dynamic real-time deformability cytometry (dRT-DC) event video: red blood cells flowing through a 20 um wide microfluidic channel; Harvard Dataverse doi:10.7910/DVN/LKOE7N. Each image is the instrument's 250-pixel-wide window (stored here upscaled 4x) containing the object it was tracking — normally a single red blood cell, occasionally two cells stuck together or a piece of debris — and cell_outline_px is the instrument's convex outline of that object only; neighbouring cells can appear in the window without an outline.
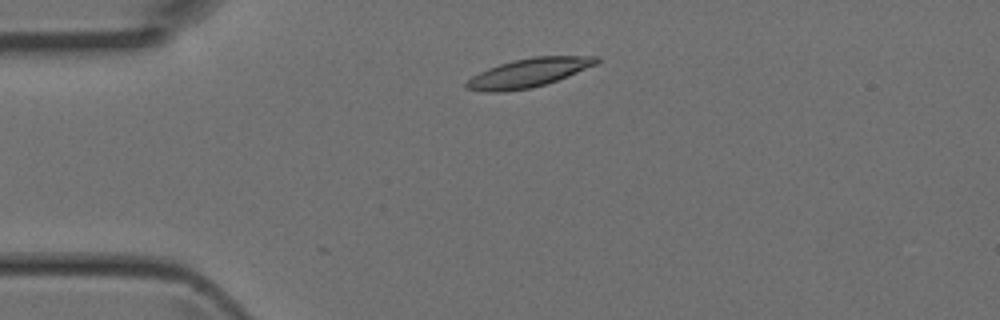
{"species": "Egyptian fruit bat (a non-hibernating species)", "species_latin": "Rousettus aegyptiacus", "temperature_condition": "room temperature", "stored_images_in_passage": 4, "camera_frame_rate_fps": 3000, "um_per_image_px": 0.085, "animal": {"sex": "female"}, "frame": {"image": 1, "passage_image": 2, "time_ms": 0.333, "image_size_px": [1000, 320], "cell_outline_px": [[600, 60], [596, 64], [556, 80], [532, 88], [504, 92], [484, 92], [464, 88], [464, 84], [472, 76], [488, 68], [512, 60], [532, 56], [600, 56]], "centroid_in_image_um": [44.88, 6.19], "position_along_channel_um": 40.1, "area_um2": 21.73}}
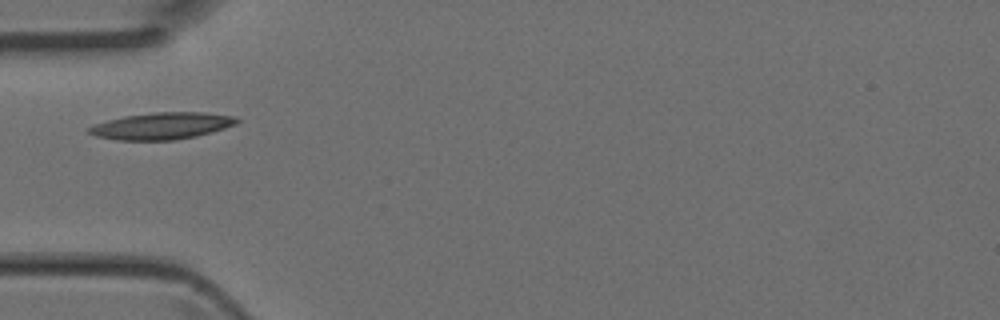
{"frame": {"image": 2, "passage_image": 3, "time_ms": 0.667, "image_size_px": [1000, 320], "cell_outline_px": [[240, 120], [236, 124], [212, 132], [196, 136], [172, 140], [116, 140], [96, 136], [88, 132], [88, 128], [96, 124], [108, 120], [124, 116], [152, 112], [204, 112], [236, 116]], "centroid_in_image_um": [13.78, 10.69], "position_along_channel_um": 71.2, "area_um2": 23.06}}
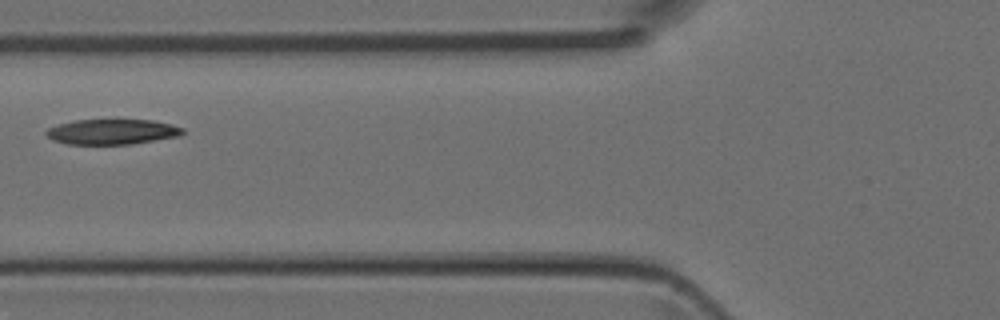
{"frame": {"image": 3, "passage_image": 4, "time_ms": 1.0, "image_size_px": [1000, 320], "cell_outline_px": [[184, 132], [180, 136], [132, 144], [68, 144], [52, 140], [44, 132], [48, 128], [60, 124], [76, 120], [116, 116], [152, 120], [172, 124], [184, 128]], "centroid_in_image_um": [9.57, 11.14], "position_along_channel_um": 116.2, "area_um2": 21.15}}